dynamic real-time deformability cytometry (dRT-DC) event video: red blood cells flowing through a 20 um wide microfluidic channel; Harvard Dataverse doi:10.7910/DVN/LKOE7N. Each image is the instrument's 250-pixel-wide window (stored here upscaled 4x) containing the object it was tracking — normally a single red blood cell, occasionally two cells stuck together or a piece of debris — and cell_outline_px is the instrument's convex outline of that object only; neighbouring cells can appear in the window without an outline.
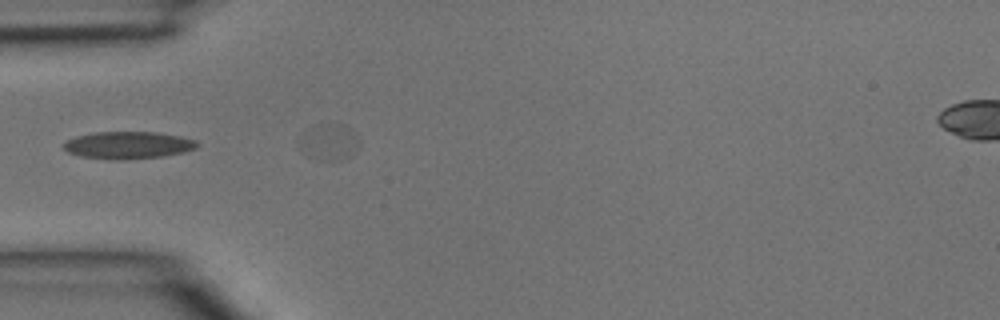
{"species": "common noctule bat (a hibernating species)", "species_latin": "Nyctalus noctula", "temperature_condition": "room temperature", "stored_images_in_passage": 1, "camera_frame_rate_fps": 3000, "um_per_image_px": 0.085, "animal": {"sex": "male", "body_mass_g": 15.6}, "frame": {"image": 1, "passage_image": 1, "time_ms": 0.0, "image_size_px": [1000, 320], "cell_outline_px": [[200, 144], [196, 148], [184, 152], [164, 156], [120, 160], [112, 160], [80, 156], [68, 152], [64, 148], [64, 144], [68, 140], [76, 136], [92, 132], [156, 132], [180, 136], [196, 140]], "centroid_in_image_um": [10.91, 12.34], "position_along_channel_um": 74.1, "area_um2": 21.27}}